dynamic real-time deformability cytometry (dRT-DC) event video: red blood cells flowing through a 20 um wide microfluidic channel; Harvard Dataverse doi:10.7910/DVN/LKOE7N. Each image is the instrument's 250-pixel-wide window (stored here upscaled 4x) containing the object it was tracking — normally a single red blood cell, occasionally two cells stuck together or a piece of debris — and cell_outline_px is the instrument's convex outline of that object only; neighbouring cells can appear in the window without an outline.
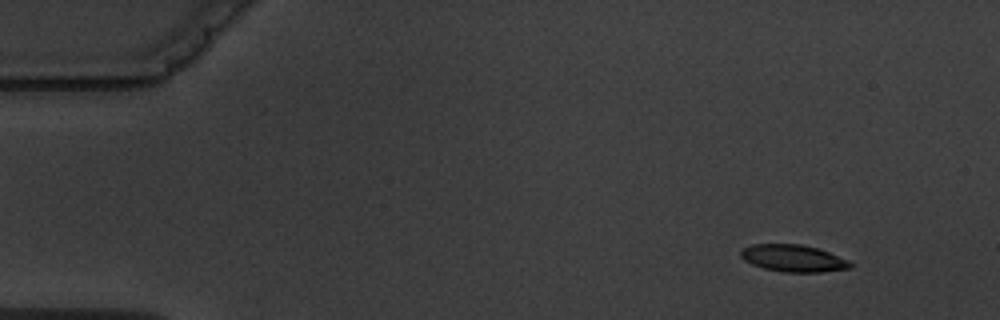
{"species": "common noctule bat (a hibernating species)", "species_latin": "Nyctalus noctula", "temperature_condition": "warm", "stored_images_in_passage": 4, "camera_frame_rate_fps": 3000, "um_per_image_px": 0.085, "animal": {"sex": "male", "body_mass_g": 19.5, "forearm_length_mm": 54.6}, "frame": {"image": 1, "passage_image": 1, "time_ms": 0.0, "image_size_px": [1000, 320], "cell_outline_px": [[852, 268], [820, 272], [784, 272], [764, 268], [752, 264], [744, 260], [740, 256], [740, 252], [744, 248], [752, 244], [800, 244], [816, 248], [828, 252], [848, 260], [852, 264]], "centroid_in_image_um": [67.42, 21.95], "position_along_channel_um": 17.6, "area_um2": 17.11}}
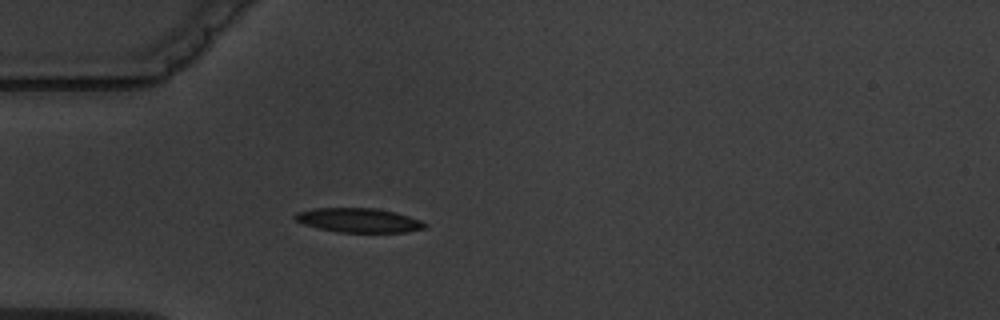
{"frame": {"image": 2, "passage_image": 4, "time_ms": 3.667, "image_size_px": [1000, 320], "cell_outline_px": [[428, 224], [424, 228], [408, 232], [340, 232], [320, 228], [304, 224], [296, 220], [292, 216], [296, 212], [316, 208], [376, 208], [396, 212], [420, 220]], "centroid_in_image_um": [30.5, 18.71], "position_along_channel_um": 54.5, "area_um2": 18.26}}